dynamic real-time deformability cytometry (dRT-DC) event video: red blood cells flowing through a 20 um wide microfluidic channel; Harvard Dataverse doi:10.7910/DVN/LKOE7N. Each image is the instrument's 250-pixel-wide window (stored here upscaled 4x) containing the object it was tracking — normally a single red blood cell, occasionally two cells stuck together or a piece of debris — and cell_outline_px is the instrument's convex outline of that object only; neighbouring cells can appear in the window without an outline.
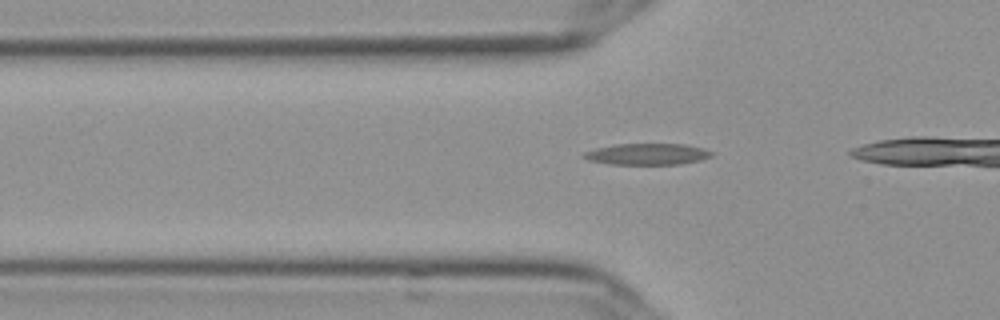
{"species": "Egyptian fruit bat (a non-hibernating species)", "species_latin": "Rousettus aegyptiacus", "temperature_condition": "cold", "stored_images_in_passage": 11, "camera_frame_rate_fps": 3000, "um_per_image_px": 0.085, "frame": {"image": 1, "passage_image": 5, "time_ms": 1.333, "image_size_px": [1000, 320], "cell_outline_px": [[712, 156], [700, 160], [680, 164], [608, 164], [588, 160], [580, 156], [584, 152], [596, 148], [616, 144], [684, 144], [700, 148], [712, 152]], "centroid_in_image_um": [54.96, 13.1], "position_along_channel_um": 70.8, "area_um2": 15.78}}
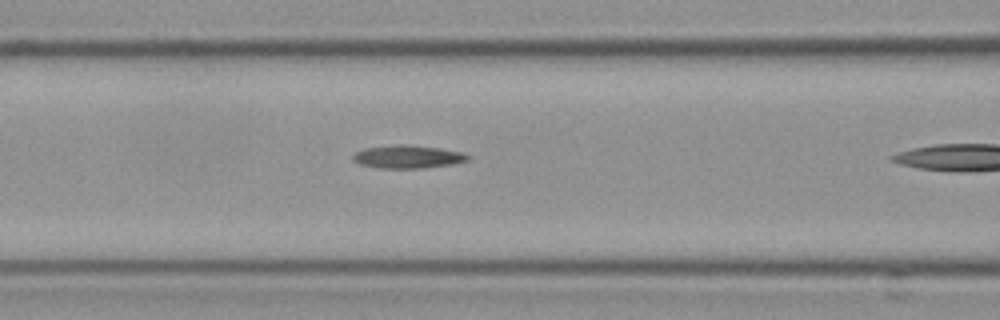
{"frame": {"image": 2, "passage_image": 10, "time_ms": 3.0, "image_size_px": [1000, 320], "cell_outline_px": [[472, 156], [468, 160], [452, 164], [424, 168], [376, 168], [360, 164], [352, 160], [352, 156], [356, 152], [364, 148], [396, 144], [408, 144], [440, 148], [460, 152]], "centroid_in_image_um": [34.64, 13.32], "position_along_channel_um": 132.0, "area_um2": 15.55}}